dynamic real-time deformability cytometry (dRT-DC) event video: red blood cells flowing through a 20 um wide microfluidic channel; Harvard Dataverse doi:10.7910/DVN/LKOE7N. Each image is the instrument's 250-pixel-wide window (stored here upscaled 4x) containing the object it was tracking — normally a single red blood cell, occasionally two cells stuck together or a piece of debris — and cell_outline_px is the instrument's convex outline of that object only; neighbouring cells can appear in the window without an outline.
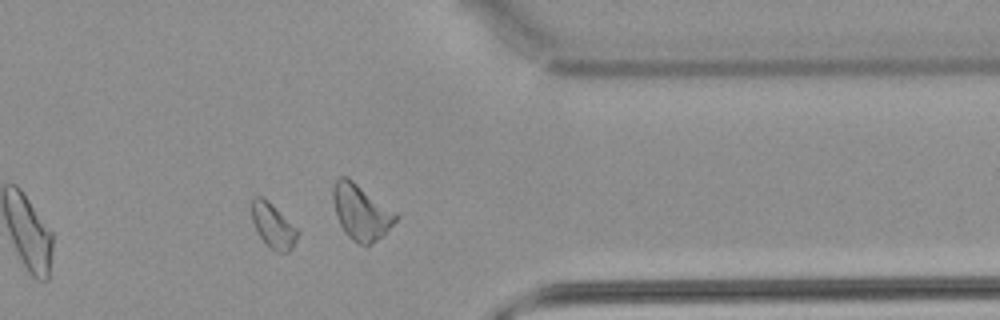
{"species": "common noctule bat (a hibernating species)", "species_latin": "Nyctalus noctula", "temperature_condition": "warm", "stored_images_in_passage": 36, "camera_frame_rate_fps": 3000, "um_per_image_px": 0.085, "animal": {"sex": "male", "body_mass_g": 21.5, "forearm_length_mm": 52.0}, "frame": {"image": 1, "passage_image": 26, "time_ms": 8.333, "image_size_px": [1000, 320], "cell_outline_px": [[300, 232], [292, 248], [288, 252], [276, 252], [264, 244], [252, 220], [252, 200], [256, 196], [264, 196]], "centroid_in_image_um": [23.22, 19.2], "position_along_channel_um": 388.2, "area_um2": 11.85}, "authors_computed_cell_mechanics": {"area_um2": 11.4733, "velocity_mm_per_s": 3.8579, "shape_relaxation_time_tau1_ms": null, "shape_relaxation_time_tau2_ms": 4.5932, "deformation_change_tau1": null, "deformation_change_tau2": 0.079}}